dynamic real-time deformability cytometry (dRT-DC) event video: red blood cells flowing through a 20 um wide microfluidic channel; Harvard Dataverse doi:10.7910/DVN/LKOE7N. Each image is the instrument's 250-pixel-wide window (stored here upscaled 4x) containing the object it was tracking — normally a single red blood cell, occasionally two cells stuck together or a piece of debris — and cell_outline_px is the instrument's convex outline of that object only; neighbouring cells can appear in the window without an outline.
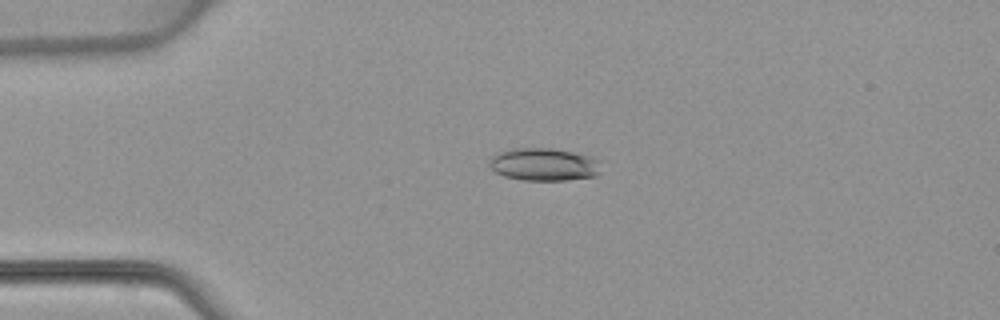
{"species": "common noctule bat (a hibernating species)", "species_latin": "Nyctalus noctula", "temperature_condition": "warm", "stored_images_in_passage": 5, "camera_frame_rate_fps": 3000, "um_per_image_px": 0.085, "animal": {"sex": "female", "body_mass_g": 22.7, "forearm_length_mm": 54.2}, "frame": {"image": 1, "passage_image": 2, "time_ms": 2.333, "image_size_px": [1000, 320], "cell_outline_px": [[604, 160], [600, 172], [596, 176], [568, 180], [524, 180], [504, 176], [496, 172], [488, 164], [488, 160], [492, 156], [500, 152], [512, 148], [552, 148], [592, 156]], "centroid_in_image_um": [46.31, 13.97], "position_along_channel_um": 38.7, "area_um2": 21.68}}
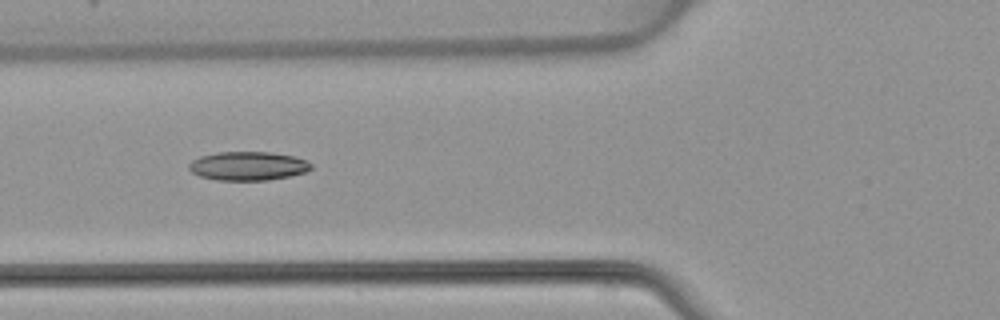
{"frame": {"image": 2, "passage_image": 4, "time_ms": 4.667, "image_size_px": [1000, 320], "cell_outline_px": [[312, 168], [304, 172], [288, 176], [268, 180], [216, 180], [200, 176], [192, 172], [188, 168], [188, 164], [192, 160], [200, 156], [220, 152], [268, 152], [292, 156], [308, 160], [312, 164]], "centroid_in_image_um": [21.07, 14.11], "position_along_channel_um": 104.7, "area_um2": 20.4}}
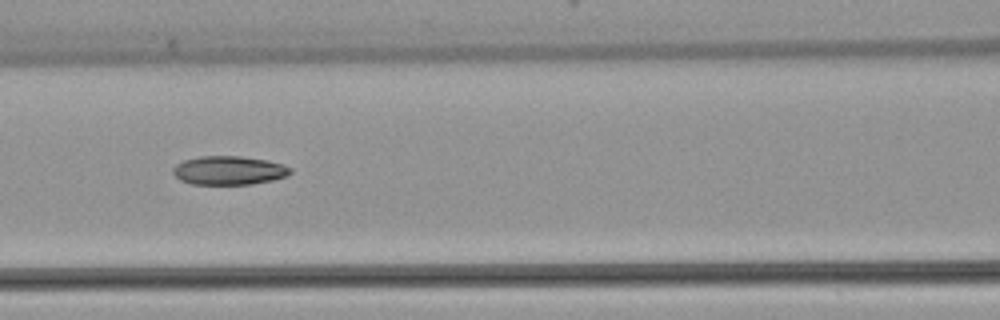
{"frame": {"image": 3, "passage_image": 5, "time_ms": 5.667, "image_size_px": [1000, 320], "cell_outline_px": [[292, 172], [288, 176], [272, 180], [252, 184], [192, 184], [180, 180], [172, 172], [172, 168], [176, 164], [184, 160], [200, 156], [240, 156], [268, 160], [284, 164], [292, 168]], "centroid_in_image_um": [19.48, 14.48], "position_along_channel_um": 147.1, "area_um2": 19.83}}